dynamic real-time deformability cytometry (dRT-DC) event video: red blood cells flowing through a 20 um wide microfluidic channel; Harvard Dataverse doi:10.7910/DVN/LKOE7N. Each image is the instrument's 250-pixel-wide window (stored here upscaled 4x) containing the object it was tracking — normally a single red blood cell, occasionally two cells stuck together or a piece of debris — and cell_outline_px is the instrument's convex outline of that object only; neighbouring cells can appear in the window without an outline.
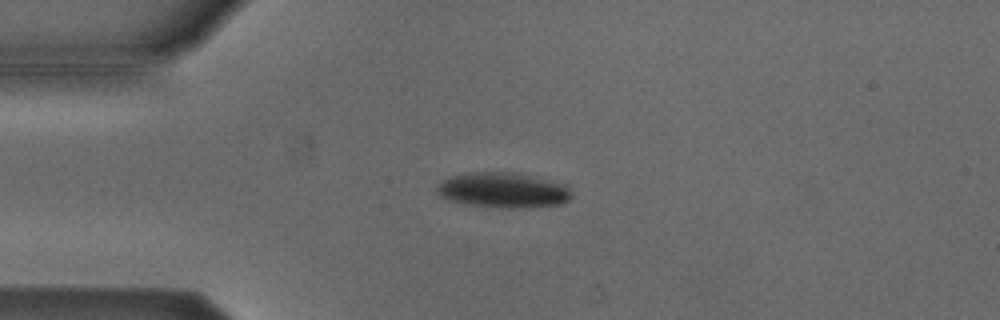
{"species": "Egyptian fruit bat (a non-hibernating species)", "species_latin": "Rousettus aegyptiacus", "temperature_condition": "cold", "stored_images_in_passage": 7, "camera_frame_rate_fps": 3000, "um_per_image_px": 0.085, "animal": {"sex": "male"}, "frame": {"image": 1, "passage_image": 3, "time_ms": 0.667, "image_size_px": [1000, 320], "cell_outline_px": [[572, 196], [568, 200], [560, 204], [532, 208], [500, 208], [468, 204], [452, 200], [440, 196], [436, 192], [436, 188], [448, 176], [468, 172], [508, 172], [568, 184], [572, 192]], "centroid_in_image_um": [42.79, 16.17], "position_along_channel_um": 42.2, "area_um2": 27.69}}
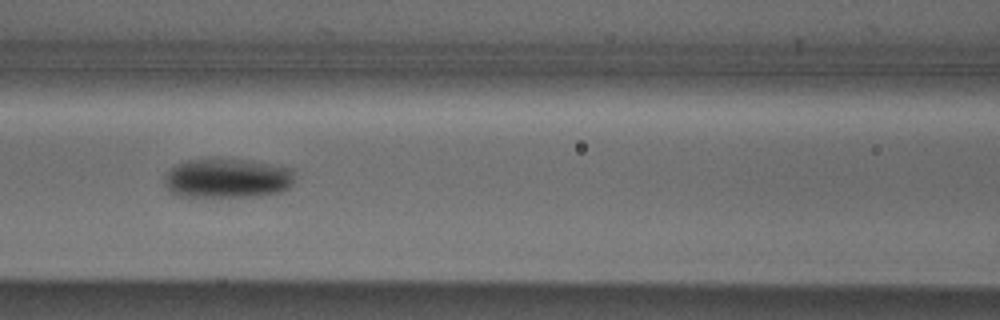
{"frame": {"image": 2, "passage_image": 6, "time_ms": 1.667, "image_size_px": [1000, 320], "cell_outline_px": [[292, 184], [288, 188], [280, 192], [260, 196], [176, 196], [168, 192], [164, 184], [164, 176], [168, 168], [176, 164], [188, 160], [212, 156], [216, 156], [252, 160], [288, 168], [292, 172]], "centroid_in_image_um": [19.22, 15.11], "position_along_channel_um": 147.4, "area_um2": 30.81}}
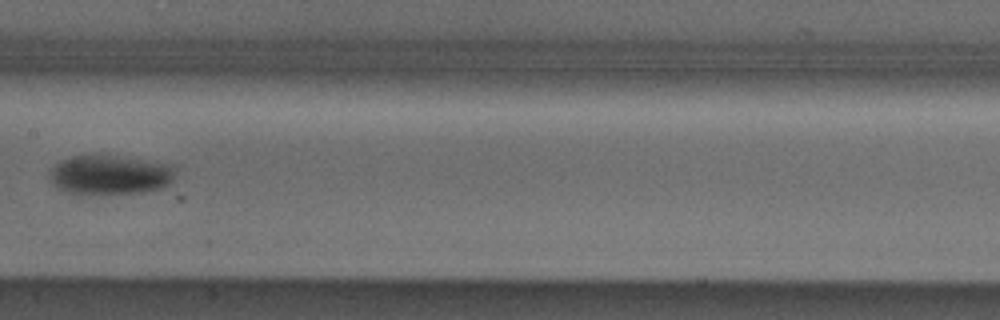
{"frame": {"image": 3, "passage_image": 7, "time_ms": 2.0, "image_size_px": [1000, 320], "cell_outline_px": [[176, 176], [168, 184], [160, 188], [140, 192], [68, 192], [56, 188], [52, 184], [48, 176], [52, 168], [60, 160], [72, 156], [112, 156], [176, 164]], "centroid_in_image_um": [9.38, 14.83], "position_along_channel_um": 198.0, "area_um2": 28.32}}